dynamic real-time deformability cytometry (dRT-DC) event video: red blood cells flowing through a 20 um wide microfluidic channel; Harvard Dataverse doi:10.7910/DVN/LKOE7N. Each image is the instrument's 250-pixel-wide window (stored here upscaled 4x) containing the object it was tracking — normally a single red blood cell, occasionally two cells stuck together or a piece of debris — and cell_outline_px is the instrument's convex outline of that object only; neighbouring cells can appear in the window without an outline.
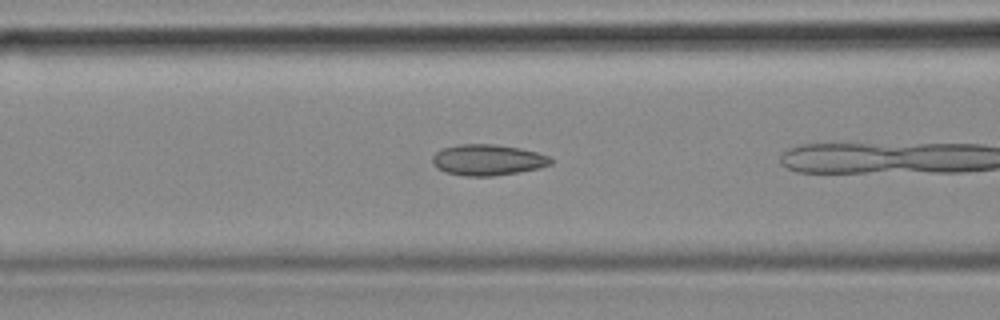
{"species": "common noctule bat (a hibernating species)", "species_latin": "Nyctalus noctula", "temperature_condition": "cold", "stored_images_in_passage": 7, "camera_frame_rate_fps": 3000, "um_per_image_px": 0.085, "animal": {"sex": "female", "body_mass_g": 18.4}, "frame": {"image": 1, "passage_image": 6, "time_ms": 1.667, "image_size_px": [1000, 320], "cell_outline_px": [[552, 164], [540, 168], [492, 176], [464, 176], [444, 172], [436, 168], [432, 164], [432, 156], [440, 148], [460, 144], [496, 144], [520, 148], [536, 152], [548, 156], [552, 160]], "centroid_in_image_um": [41.4, 13.59], "position_along_channel_um": 125.2, "area_um2": 21.5}}